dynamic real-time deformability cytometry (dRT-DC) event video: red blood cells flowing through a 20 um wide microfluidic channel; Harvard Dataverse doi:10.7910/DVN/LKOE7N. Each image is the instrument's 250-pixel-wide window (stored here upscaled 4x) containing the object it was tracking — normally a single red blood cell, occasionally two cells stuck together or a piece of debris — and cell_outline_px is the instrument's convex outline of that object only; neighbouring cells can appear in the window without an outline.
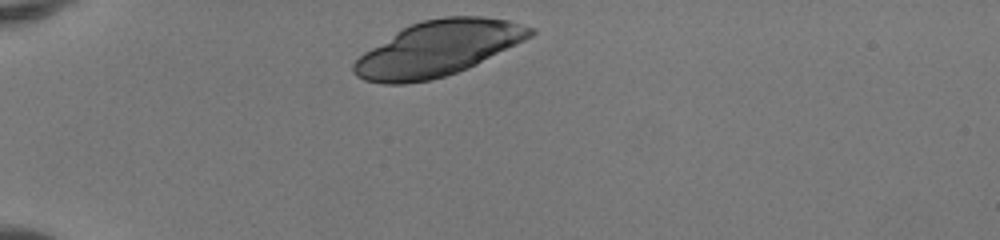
{"species": "human", "species_latin": "Homo sapiens", "temperature_condition": "room temperature", "stored_images_in_passage": 32, "camera_frame_rate_fps": 3000, "um_per_image_px": 0.085, "donor": {"sex": "female"}, "frame": {"image": 1, "passage_image": 1, "time_ms": 0.0, "image_size_px": [1000, 240], "cell_outline_px": [[536, 32], [532, 36], [468, 68], [432, 80], [404, 84], [384, 84], [364, 80], [356, 76], [352, 72], [352, 64], [364, 52], [396, 32], [412, 24], [424, 20], [444, 16], [480, 16], [508, 20], [536, 28]], "centroid_in_image_um": [37.22, 4.13], "position_along_channel_um": 47.8, "area_um2": 56.36}}